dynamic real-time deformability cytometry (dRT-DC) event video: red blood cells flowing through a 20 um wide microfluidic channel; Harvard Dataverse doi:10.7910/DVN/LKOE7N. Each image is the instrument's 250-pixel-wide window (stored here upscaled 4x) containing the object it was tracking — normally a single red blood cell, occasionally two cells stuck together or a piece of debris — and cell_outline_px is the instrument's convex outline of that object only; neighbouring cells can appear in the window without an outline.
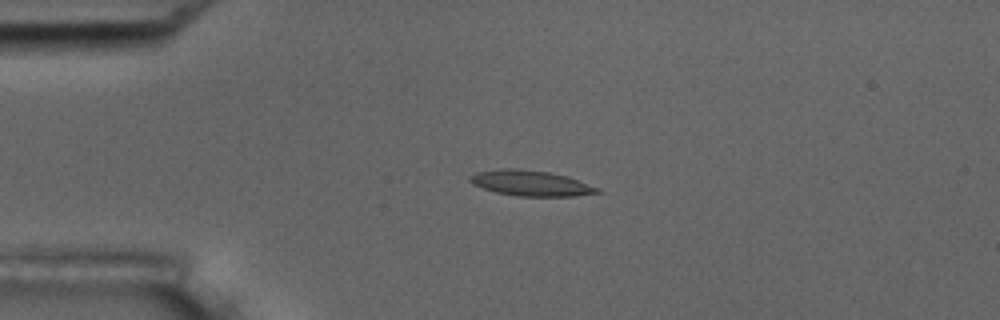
{"species": "common noctule bat (a hibernating species)", "species_latin": "Nyctalus noctula", "temperature_condition": "room temperature", "stored_images_in_passage": 4, "camera_frame_rate_fps": 3000, "um_per_image_px": 0.085, "animal": {"sex": "male", "body_mass_g": 17.5, "forearm_length_mm": 52.3}, "frame": {"image": 1, "passage_image": 2, "time_ms": 1.0, "image_size_px": [1000, 320], "cell_outline_px": [[604, 192], [572, 196], [520, 196], [496, 192], [472, 184], [468, 180], [468, 176], [476, 172], [500, 168], [512, 168], [548, 172], [568, 176], [600, 188]], "centroid_in_image_um": [45.12, 15.56], "position_along_channel_um": 39.9, "area_um2": 18.96}}